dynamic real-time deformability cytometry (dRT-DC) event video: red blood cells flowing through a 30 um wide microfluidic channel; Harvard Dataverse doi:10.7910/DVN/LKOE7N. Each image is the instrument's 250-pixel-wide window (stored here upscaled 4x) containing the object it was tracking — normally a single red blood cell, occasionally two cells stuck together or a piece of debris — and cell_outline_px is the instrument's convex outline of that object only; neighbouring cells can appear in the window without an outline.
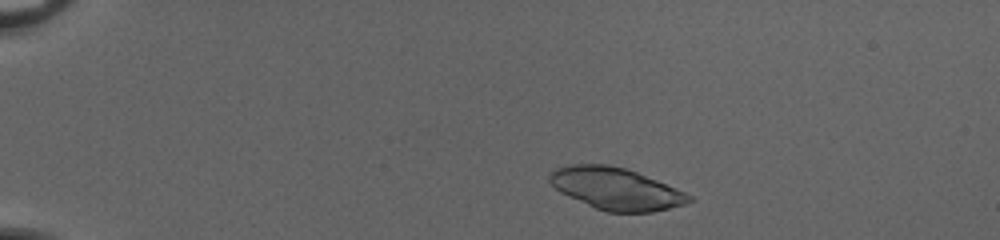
{"species": "common noctule bat (a hibernating species)", "species_latin": "Nyctalus noctula", "temperature_condition": "cold", "stored_images_in_passage": 46, "segment_of_instrument_passage": [1, 2], "camera_frame_rate_fps": 3000, "um_per_image_px": 0.085, "animal": {"sex": "female", "body_mass_g": 20.0, "forearm_length_mm": 54.0}, "frame": {"image": 1, "passage_image": 5, "time_ms": 1.333, "image_size_px": [1000, 240], "cell_outline_px": [[692, 200], [684, 204], [652, 212], [604, 212], [568, 196], [560, 192], [548, 180], [548, 176], [556, 168], [572, 164], [608, 164], [624, 168], [636, 172], [676, 188], [692, 196]], "centroid_in_image_um": [52.33, 16.04], "position_along_channel_um": 32.7, "area_um2": 33.76}}
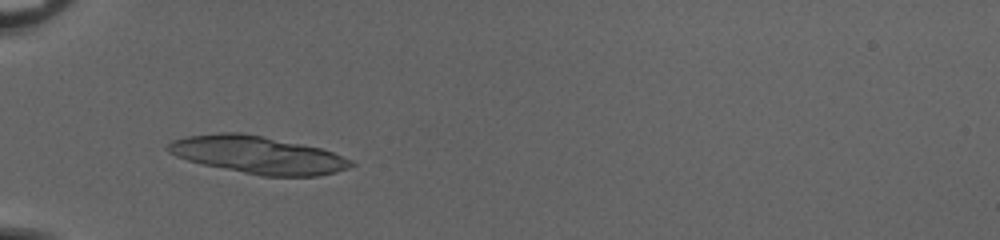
{"frame": {"image": 2, "passage_image": 13, "time_ms": 4.0, "image_size_px": [1000, 240], "cell_outline_px": [[356, 164], [348, 168], [336, 172], [316, 176], [260, 176], [204, 164], [188, 160], [176, 156], [168, 152], [164, 148], [172, 140], [188, 136], [220, 132], [240, 132], [320, 148], [332, 152], [352, 160]], "centroid_in_image_um": [21.9, 13.17], "position_along_channel_um": 63.1, "area_um2": 39.65}}